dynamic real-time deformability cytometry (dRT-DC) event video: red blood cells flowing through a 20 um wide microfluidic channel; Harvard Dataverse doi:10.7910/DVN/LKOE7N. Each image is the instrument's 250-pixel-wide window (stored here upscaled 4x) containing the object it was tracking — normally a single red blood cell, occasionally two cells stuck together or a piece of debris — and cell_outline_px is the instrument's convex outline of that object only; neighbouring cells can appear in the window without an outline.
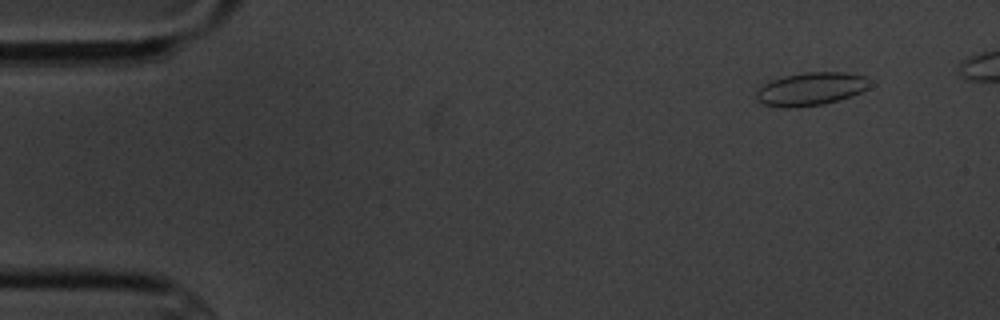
{"species": "common noctule bat (a hibernating species)", "species_latin": "Nyctalus noctula", "temperature_condition": "cold", "stored_images_in_passage": 8, "camera_frame_rate_fps": 3000, "um_per_image_px": 0.085, "animal": {"sex": "male", "body_mass_g": 20.1, "forearm_length_mm": 53.5}, "frame": {"image": 1, "passage_image": 1, "time_ms": 0.0, "image_size_px": [1000, 320], "cell_outline_px": [[868, 88], [852, 96], [824, 104], [788, 108], [784, 108], [764, 104], [756, 100], [756, 92], [764, 84], [772, 80], [784, 76], [804, 72], [844, 72], [868, 76]], "centroid_in_image_um": [68.93, 7.56], "position_along_channel_um": 16.1, "area_um2": 21.85}}
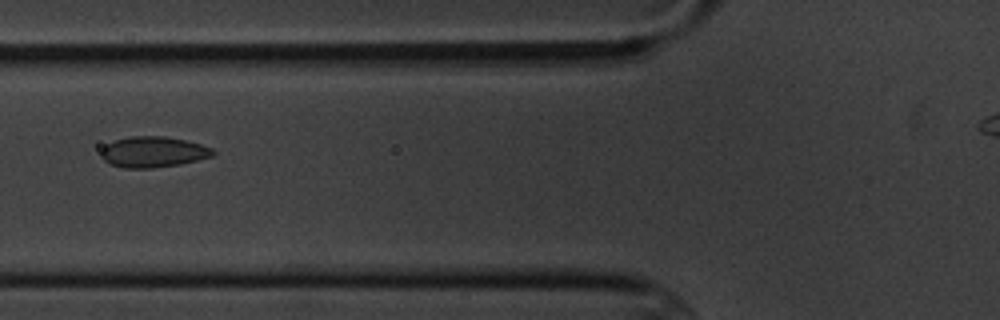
{"frame": {"image": 2, "passage_image": 6, "time_ms": 5.667, "image_size_px": [1000, 320], "cell_outline_px": [[216, 152], [212, 156], [180, 164], [152, 168], [124, 168], [108, 164], [100, 156], [100, 152], [108, 144], [116, 140], [132, 136], [164, 136], [184, 140], [200, 144], [212, 148]], "centroid_in_image_um": [13.01, 12.92], "position_along_channel_um": 112.8, "area_um2": 19.94}}
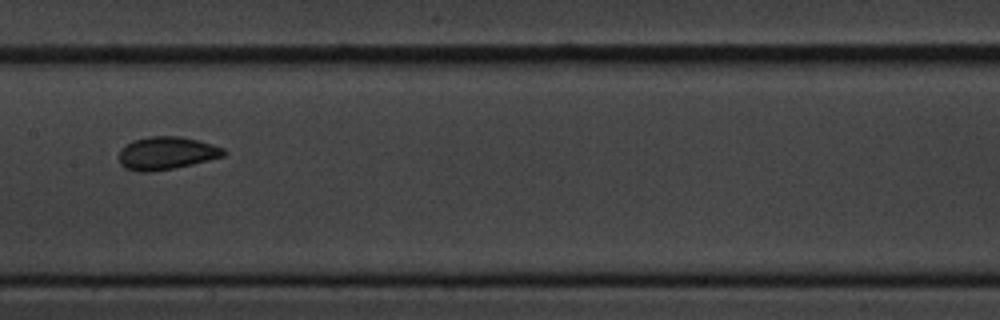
{"frame": {"image": 3, "passage_image": 8, "time_ms": 8.0, "image_size_px": [1000, 320], "cell_outline_px": [[224, 156], [192, 164], [172, 168], [148, 172], [136, 172], [124, 168], [120, 164], [120, 148], [132, 140], [152, 136], [180, 136], [200, 140], [224, 148]], "centroid_in_image_um": [14.12, 13.01], "position_along_channel_um": 193.3, "area_um2": 20.06}}